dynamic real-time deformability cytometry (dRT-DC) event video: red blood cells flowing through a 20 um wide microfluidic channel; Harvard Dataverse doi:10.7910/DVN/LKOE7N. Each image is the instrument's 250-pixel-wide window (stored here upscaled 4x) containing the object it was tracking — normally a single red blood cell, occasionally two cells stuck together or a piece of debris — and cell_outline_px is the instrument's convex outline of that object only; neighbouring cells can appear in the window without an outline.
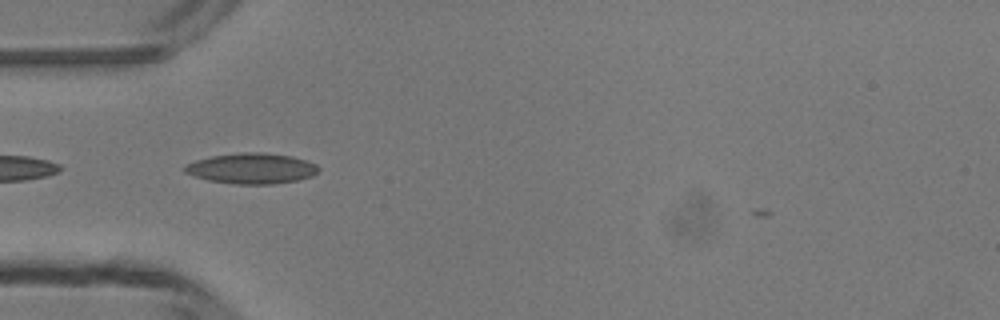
{"species": "common noctule bat (a hibernating species)", "species_latin": "Nyctalus noctula", "temperature_condition": "room temperature", "stored_images_in_passage": 39, "camera_frame_rate_fps": 3000, "um_per_image_px": 0.085, "animal": {"sex": "male", "body_mass_g": 13.3}, "frame": {"image": 1, "passage_image": 6, "time_ms": 1.667, "image_size_px": [1000, 320], "cell_outline_px": [[320, 168], [312, 176], [296, 180], [272, 184], [236, 184], [208, 180], [184, 172], [180, 168], [184, 164], [196, 160], [212, 156], [244, 152], [264, 152], [292, 156], [316, 164]], "centroid_in_image_um": [21.35, 14.31], "position_along_channel_um": 63.7, "area_um2": 23.81}}
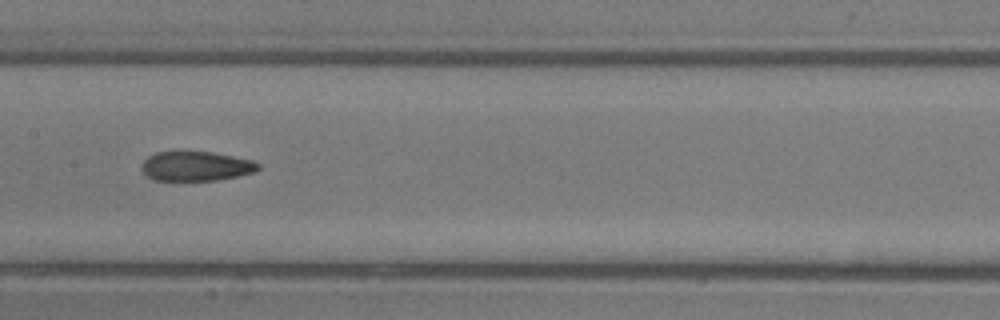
{"frame": {"image": 2, "passage_image": 15, "time_ms": 4.667, "image_size_px": [1000, 320], "cell_outline_px": [[260, 168], [256, 172], [216, 180], [156, 180], [148, 176], [144, 172], [144, 160], [148, 156], [156, 152], [212, 152], [252, 160], [260, 164]], "centroid_in_image_um": [16.71, 14.12], "position_along_channel_um": 190.7, "area_um2": 19.71}}
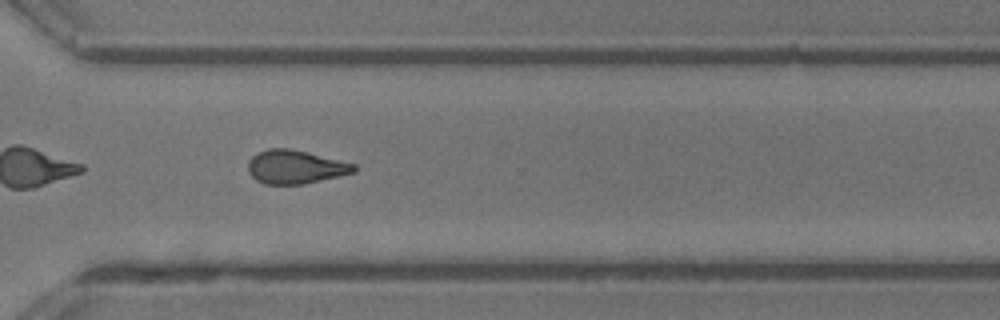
{"frame": {"image": 3, "passage_image": 26, "time_ms": 8.333, "image_size_px": [1000, 320], "cell_outline_px": [[356, 172], [304, 184], [264, 184], [256, 180], [248, 172], [248, 160], [256, 152], [268, 148], [288, 148], [308, 152], [356, 164]], "centroid_in_image_um": [25.08, 14.18], "position_along_channel_um": 345.5, "area_um2": 20.87}, "authors_computed_cell_mechanics": {"area_um2": 20.5768, "velocity_mm_per_s": 4.2379, "shape_relaxation_time_tau1_ms": null, "shape_relaxation_time_tau2_ms": 2.8132, "deformation_change_tau1": null, "deformation_change_tau2": 0.0931}}